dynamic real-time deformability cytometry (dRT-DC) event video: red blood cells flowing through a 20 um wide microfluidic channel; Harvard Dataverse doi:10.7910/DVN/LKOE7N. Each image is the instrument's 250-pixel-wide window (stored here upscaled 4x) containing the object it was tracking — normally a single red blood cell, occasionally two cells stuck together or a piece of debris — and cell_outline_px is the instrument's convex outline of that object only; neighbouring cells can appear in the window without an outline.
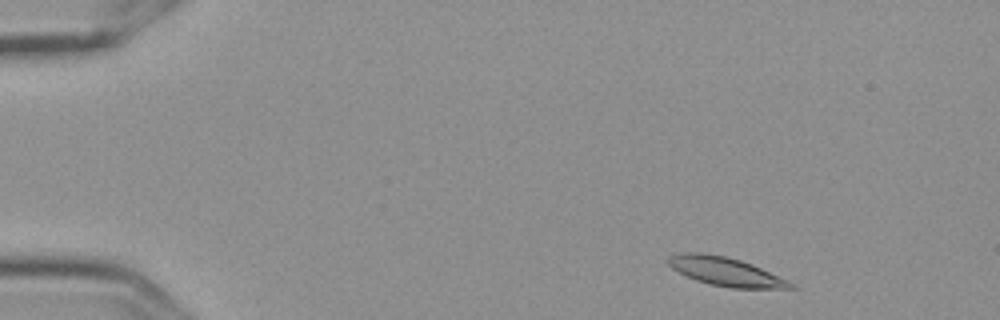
{"species": "Egyptian fruit bat (a non-hibernating species)", "species_latin": "Rousettus aegyptiacus", "temperature_condition": "cold", "stored_images_in_passage": 53, "camera_frame_rate_fps": 3000, "um_per_image_px": 0.085, "frame": {"image": 1, "passage_image": 3, "time_ms": 0.667, "image_size_px": [1000, 320], "cell_outline_px": [[796, 288], [732, 288], [708, 284], [696, 280], [672, 268], [668, 264], [668, 256], [680, 252], [700, 252], [724, 256], [740, 260], [752, 264], [788, 280], [796, 284]], "centroid_in_image_um": [61.68, 23.08], "position_along_channel_um": 23.3, "area_um2": 20.35}}
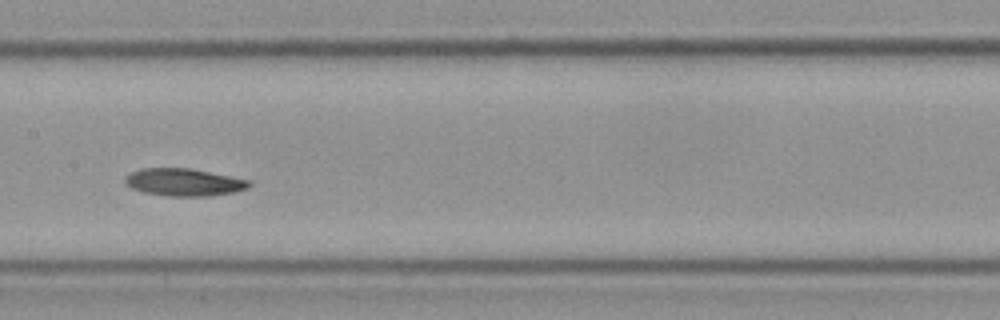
{"frame": {"image": 2, "passage_image": 25, "time_ms": 8.0, "image_size_px": [1000, 320], "cell_outline_px": [[252, 184], [248, 188], [232, 192], [208, 196], [164, 196], [144, 192], [132, 188], [124, 184], [124, 180], [132, 172], [140, 168], [188, 168], [252, 180]], "centroid_in_image_um": [15.64, 15.49], "position_along_channel_um": 191.8, "area_um2": 19.83}}
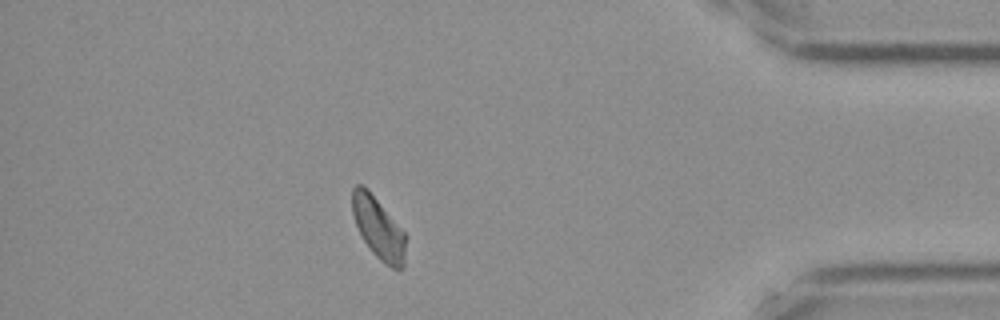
{"frame": {"image": 3, "passage_image": 46, "time_ms": 15.0, "image_size_px": [1000, 320], "cell_outline_px": [[404, 268], [400, 272], [384, 264], [372, 252], [364, 240], [356, 224], [352, 212], [352, 188], [356, 184], [360, 184], [376, 200], [404, 232]], "centroid_in_image_um": [32.15, 19.46], "position_along_channel_um": 403.0, "area_um2": 18.5}, "authors_computed_cell_mechanics": {"area_um2": 19.7098, "velocity_mm_per_s": 3.5553, "shape_relaxation_time_tau1_ms": 6.0294, "shape_relaxation_time_tau2_ms": null, "deformation_change_tau1": 0.1464, "deformation_change_tau2": null}}